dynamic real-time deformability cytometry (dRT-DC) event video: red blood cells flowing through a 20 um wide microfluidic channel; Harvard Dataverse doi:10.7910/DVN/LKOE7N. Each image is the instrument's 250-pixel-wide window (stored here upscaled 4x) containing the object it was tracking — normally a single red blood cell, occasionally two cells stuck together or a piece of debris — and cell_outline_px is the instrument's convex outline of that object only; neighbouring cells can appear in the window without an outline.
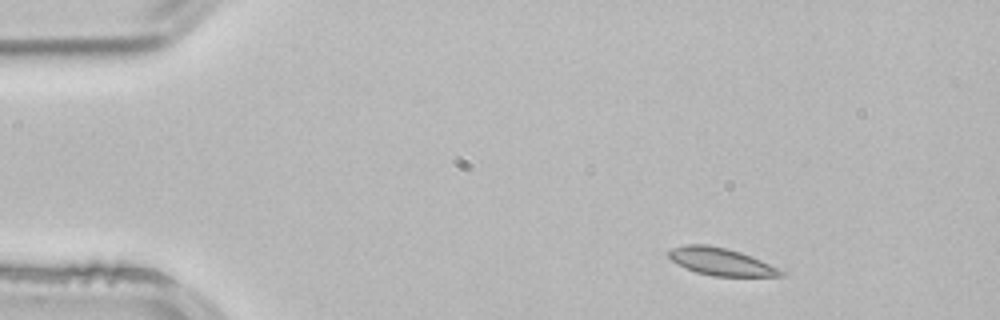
{"species": "common noctule bat (a hibernating species)", "species_latin": "Nyctalus noctula", "temperature_condition": "room temperature", "stored_images_in_passage": 3, "camera_frame_rate_fps": 3000, "um_per_image_px": 0.085, "animal": {"sex": "male", "body_mass_g": 21.5, "forearm_length_mm": 52.0}, "frame": {"image": 1, "passage_image": 1, "time_ms": 0.0, "image_size_px": [1000, 320], "cell_outline_px": [[784, 276], [712, 276], [696, 272], [684, 268], [676, 264], [668, 256], [668, 252], [672, 248], [684, 244], [708, 244], [740, 252], [752, 256], [784, 272]], "centroid_in_image_um": [61.21, 22.23], "position_along_channel_um": 23.8, "area_um2": 17.8}}
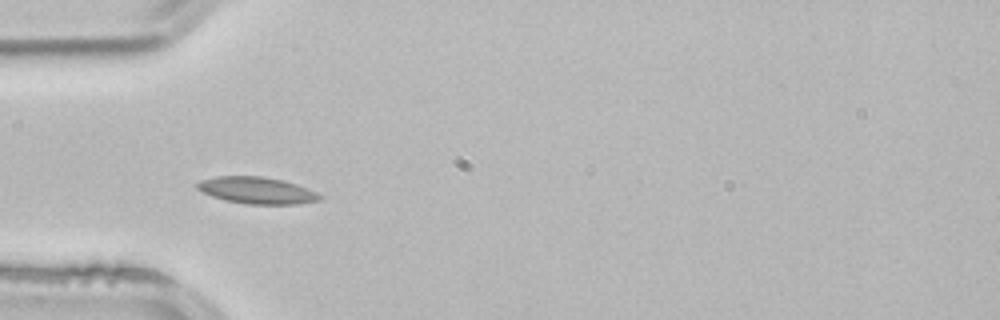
{"frame": {"image": 2, "passage_image": 3, "time_ms": 0.667, "image_size_px": [1000, 320], "cell_outline_px": [[324, 196], [320, 200], [300, 204], [248, 204], [224, 200], [212, 196], [196, 188], [196, 184], [200, 180], [216, 176], [260, 176], [284, 180], [308, 188]], "centroid_in_image_um": [21.86, 16.18], "position_along_channel_um": 63.1, "area_um2": 19.19}}